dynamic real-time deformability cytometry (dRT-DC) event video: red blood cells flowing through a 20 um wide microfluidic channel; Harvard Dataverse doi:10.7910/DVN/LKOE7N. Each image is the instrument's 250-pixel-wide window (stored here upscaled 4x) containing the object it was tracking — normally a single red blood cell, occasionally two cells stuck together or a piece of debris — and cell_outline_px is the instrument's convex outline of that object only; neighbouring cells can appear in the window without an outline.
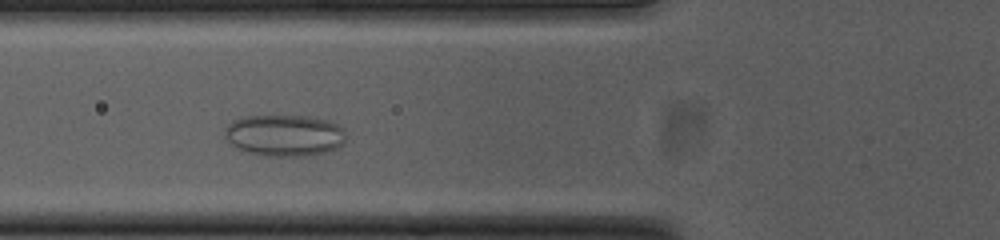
{"species": "common noctule bat (a hibernating species)", "species_latin": "Nyctalus noctula", "temperature_condition": "cold", "stored_images_in_passage": 31, "camera_frame_rate_fps": 3000, "um_per_image_px": 0.085, "animal": {"sex": "female", "body_mass_g": 23.0, "forearm_length_mm": 53.4}, "frame": {"image": 1, "passage_image": 3, "time_ms": 0.667, "image_size_px": [1000, 240], "cell_outline_px": [[344, 144], [328, 152], [308, 156], [268, 156], [248, 152], [232, 144], [224, 136], [224, 132], [228, 124], [232, 120], [244, 116], [308, 116], [328, 120], [344, 128]], "centroid_in_image_um": [24.2, 11.5], "position_along_channel_um": 101.6, "area_um2": 29.42}}
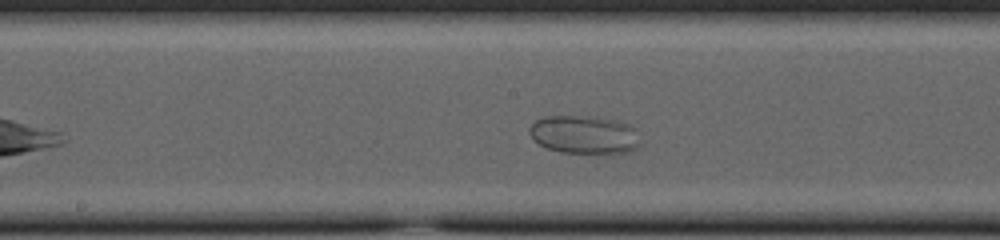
{"frame": {"image": 2, "passage_image": 11, "time_ms": 3.333, "image_size_px": [1000, 240], "cell_outline_px": [[640, 144], [636, 148], [628, 152], [560, 152], [548, 148], [532, 140], [528, 132], [528, 128], [536, 120], [544, 116], [576, 116], [612, 120], [628, 124], [632, 128]], "centroid_in_image_um": [49.57, 11.44], "position_along_channel_um": 198.6, "area_um2": 24.04}}
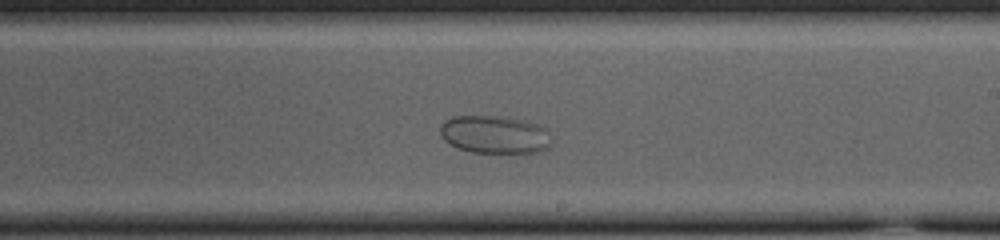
{"frame": {"image": 3, "passage_image": 15, "time_ms": 4.667, "image_size_px": [1000, 240], "cell_outline_px": [[548, 148], [540, 152], [524, 156], [472, 152], [456, 148], [448, 144], [440, 136], [440, 124], [444, 120], [452, 116], [492, 116], [520, 120], [536, 124], [548, 128]], "centroid_in_image_um": [42.03, 11.5], "position_along_channel_um": 247.0, "area_um2": 25.43}}